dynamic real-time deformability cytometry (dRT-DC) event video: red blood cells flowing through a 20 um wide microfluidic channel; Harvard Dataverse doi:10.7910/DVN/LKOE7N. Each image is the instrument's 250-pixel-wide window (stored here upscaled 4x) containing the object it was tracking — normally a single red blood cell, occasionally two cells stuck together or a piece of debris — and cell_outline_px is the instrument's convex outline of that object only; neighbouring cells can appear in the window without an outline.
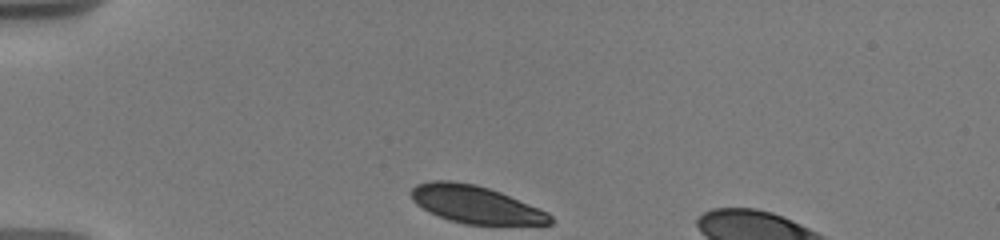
{"species": "human", "species_latin": "Homo sapiens", "temperature_condition": "warm", "stored_images_in_passage": 22, "camera_frame_rate_fps": 3000, "um_per_image_px": 0.085, "donor": {"sex": "male"}, "frame": {"image": 1, "passage_image": 1, "time_ms": 0.0, "image_size_px": [1000, 240], "cell_outline_px": [[552, 224], [464, 224], [448, 220], [416, 204], [412, 200], [408, 192], [416, 184], [432, 180], [452, 180], [476, 184], [500, 192], [540, 208], [548, 212], [552, 216]], "centroid_in_image_um": [40.4, 17.36], "position_along_channel_um": 44.6, "area_um2": 30.4}}
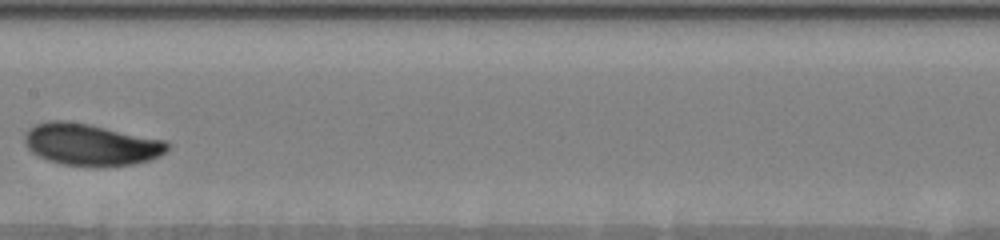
{"frame": {"image": 2, "passage_image": 13, "time_ms": 5.333, "image_size_px": [1000, 240], "cell_outline_px": [[172, 148], [160, 156], [148, 160], [132, 164], [100, 168], [96, 168], [60, 164], [36, 156], [24, 144], [24, 136], [36, 124], [48, 120], [68, 120], [168, 140], [172, 144]], "centroid_in_image_um": [7.77, 12.31], "position_along_channel_um": 199.6, "area_um2": 35.55}}
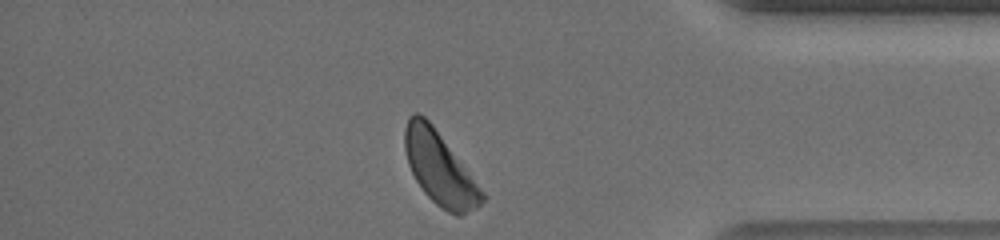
{"frame": {"image": 3, "passage_image": 22, "time_ms": 11.333, "image_size_px": [1000, 240], "cell_outline_px": [[484, 200], [476, 208], [460, 216], [456, 216], [440, 208], [424, 192], [416, 180], [408, 164], [404, 148], [404, 128], [408, 116], [412, 112], [420, 112], [432, 124], [484, 192]], "centroid_in_image_um": [37.34, 14.29], "position_along_channel_um": 397.9, "area_um2": 32.48}, "authors_computed_cell_mechanics": {"area_um2": 33.4373, "velocity_mm_per_s": 3.6154, "shape_relaxation_time_tau1_ms": 2.5303, "shape_relaxation_time_tau2_ms": null, "deformation_change_tau1": 0.0929, "deformation_change_tau2": null}}